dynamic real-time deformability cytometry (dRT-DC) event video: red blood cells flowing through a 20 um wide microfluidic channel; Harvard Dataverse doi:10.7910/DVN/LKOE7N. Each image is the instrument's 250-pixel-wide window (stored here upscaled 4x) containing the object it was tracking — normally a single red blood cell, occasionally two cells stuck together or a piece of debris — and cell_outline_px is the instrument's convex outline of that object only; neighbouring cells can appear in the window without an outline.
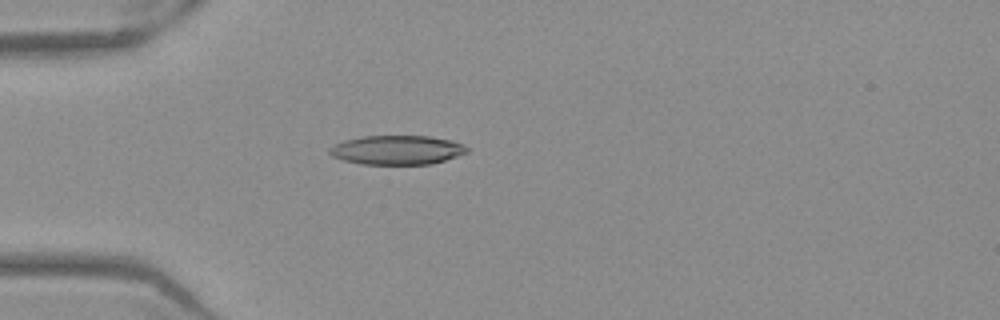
{"species": "Egyptian fruit bat (a non-hibernating species)", "species_latin": "Rousettus aegyptiacus", "temperature_condition": "warm", "stored_images_in_passage": 39, "camera_frame_rate_fps": 3000, "um_per_image_px": 0.085, "frame": {"image": 1, "passage_image": 2, "time_ms": 0.333, "image_size_px": [1000, 320], "cell_outline_px": [[468, 152], [432, 164], [360, 164], [344, 160], [332, 156], [328, 152], [328, 148], [344, 140], [364, 136], [428, 136], [452, 140], [468, 148]], "centroid_in_image_um": [33.72, 12.75], "position_along_channel_um": 51.3, "area_um2": 23.24}}
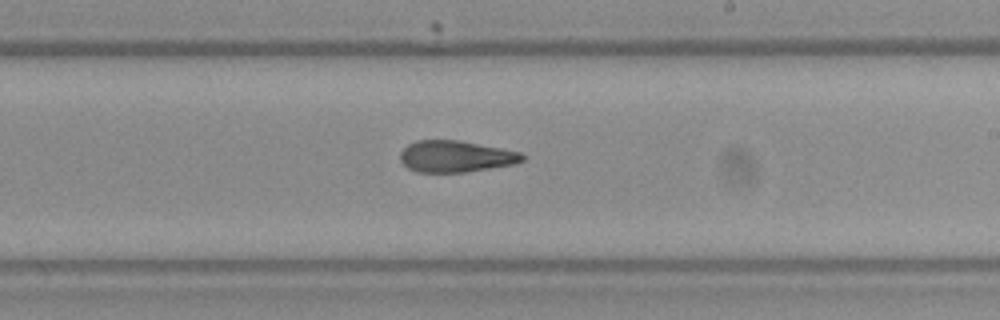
{"frame": {"image": 2, "passage_image": 18, "time_ms": 5.667, "image_size_px": [1000, 320], "cell_outline_px": [[524, 160], [512, 164], [464, 172], [416, 172], [408, 168], [400, 160], [400, 152], [408, 144], [416, 140], [460, 140], [520, 152], [524, 156]], "centroid_in_image_um": [38.69, 13.29], "position_along_channel_um": 250.3, "area_um2": 22.25}}
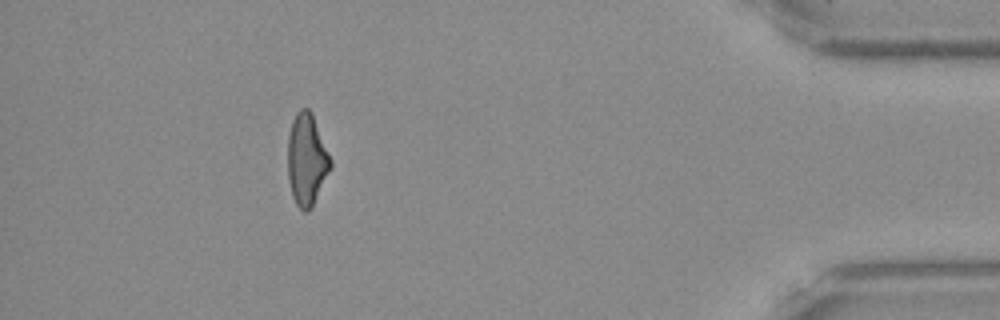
{"frame": {"image": 3, "passage_image": 34, "time_ms": 11.0, "image_size_px": [1000, 320], "cell_outline_px": [[332, 168], [312, 208], [308, 212], [304, 212], [296, 204], [292, 196], [288, 180], [288, 136], [292, 120], [296, 112], [300, 108], [308, 108], [312, 112], [332, 160]], "centroid_in_image_um": [26.08, 13.58], "position_along_channel_um": 409.1, "area_um2": 23.29}, "authors_computed_cell_mechanics": {"area_um2": 23.0622, "velocity_mm_per_s": 3.9647, "shape_relaxation_time_tau1_ms": null, "shape_relaxation_time_tau2_ms": 4.1083, "deformation_change_tau1": null, "deformation_change_tau2": 0.1511}}